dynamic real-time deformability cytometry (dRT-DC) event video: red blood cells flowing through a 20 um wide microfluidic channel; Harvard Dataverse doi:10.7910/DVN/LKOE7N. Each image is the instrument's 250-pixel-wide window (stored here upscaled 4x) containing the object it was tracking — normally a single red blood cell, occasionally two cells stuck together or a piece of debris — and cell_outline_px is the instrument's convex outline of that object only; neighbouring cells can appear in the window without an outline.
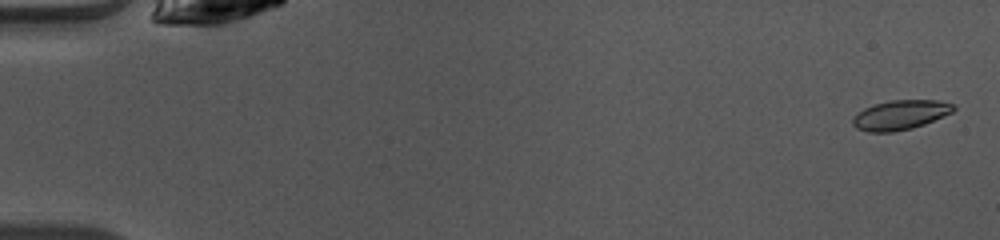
{"species": "common noctule bat (a hibernating species)", "species_latin": "Nyctalus noctula", "temperature_condition": "warm", "stored_images_in_passage": 49, "camera_frame_rate_fps": 3000, "um_per_image_px": 0.085, "animal": {"sex": "female", "body_mass_g": 10.0, "forearm_length_mm": 53.1}, "frame": {"image": 1, "passage_image": 2, "time_ms": 0.333, "image_size_px": [1000, 240], "cell_outline_px": [[956, 108], [952, 112], [924, 124], [912, 128], [892, 132], [868, 132], [856, 128], [852, 124], [852, 120], [864, 108], [876, 104], [892, 100], [936, 100], [952, 104]], "centroid_in_image_um": [76.52, 9.78], "position_along_channel_um": 8.5, "area_um2": 17.05}}
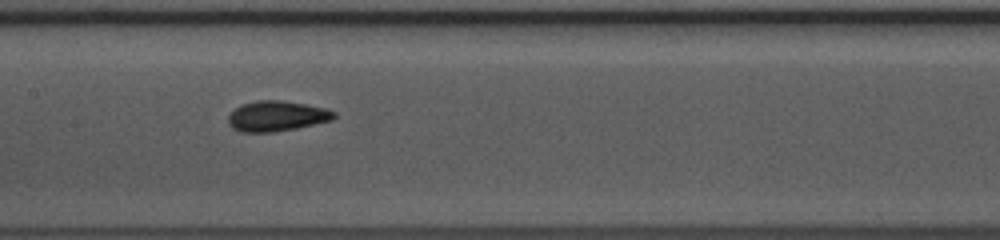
{"frame": {"image": 2, "passage_image": 25, "time_ms": 8.0, "image_size_px": [1000, 240], "cell_outline_px": [[336, 116], [332, 120], [296, 128], [272, 132], [240, 132], [232, 128], [228, 124], [228, 116], [240, 104], [256, 100], [280, 100], [308, 104], [328, 108], [336, 112]], "centroid_in_image_um": [23.53, 9.86], "position_along_channel_um": 183.9, "area_um2": 18.9}}
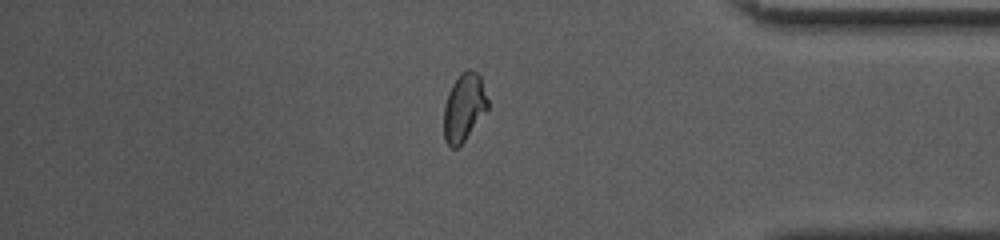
{"frame": {"image": 3, "passage_image": 42, "time_ms": 13.667, "image_size_px": [1000, 240], "cell_outline_px": [[488, 108], [464, 140], [456, 148], [452, 148], [444, 140], [444, 104], [448, 92], [452, 84], [460, 72], [468, 68], [476, 72], [480, 76], [488, 100]], "centroid_in_image_um": [39.42, 9.09], "position_along_channel_um": 395.8, "area_um2": 17.22}, "authors_computed_cell_mechanics": {"area_um2": 17.5712, "velocity_mm_per_s": 4.1045, "shape_relaxation_time_tau1_ms": 2.5579, "shape_relaxation_time_tau2_ms": 1.7834, "deformation_change_tau1": 0.0837, "deformation_change_tau2": 0.0486}}